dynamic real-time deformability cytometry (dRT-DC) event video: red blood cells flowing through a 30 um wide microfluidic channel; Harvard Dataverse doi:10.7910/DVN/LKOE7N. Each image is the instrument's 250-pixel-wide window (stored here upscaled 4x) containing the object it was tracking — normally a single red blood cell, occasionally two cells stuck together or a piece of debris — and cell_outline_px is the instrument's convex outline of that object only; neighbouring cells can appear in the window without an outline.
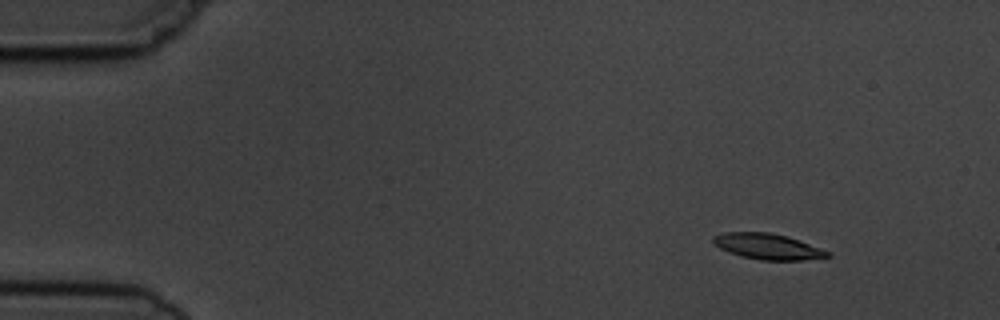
{"species": "common noctule bat (a hibernating species)", "species_latin": "Nyctalus noctula", "temperature_condition": "cold", "stored_images_in_passage": 3, "camera_frame_rate_fps": 3000, "um_per_image_px": 0.085, "animal": {"sex": "male", "body_mass_g": 19.5, "forearm_length_mm": 54.6}, "frame": {"image": 1, "passage_image": 1, "time_ms": 0.0, "image_size_px": [1000, 320], "cell_outline_px": [[832, 256], [800, 260], [760, 260], [740, 256], [728, 252], [720, 248], [712, 240], [712, 236], [724, 232], [768, 232], [788, 236], [820, 248], [828, 252]], "centroid_in_image_um": [65.22, 20.94], "position_along_channel_um": 19.8, "area_um2": 17.05}}